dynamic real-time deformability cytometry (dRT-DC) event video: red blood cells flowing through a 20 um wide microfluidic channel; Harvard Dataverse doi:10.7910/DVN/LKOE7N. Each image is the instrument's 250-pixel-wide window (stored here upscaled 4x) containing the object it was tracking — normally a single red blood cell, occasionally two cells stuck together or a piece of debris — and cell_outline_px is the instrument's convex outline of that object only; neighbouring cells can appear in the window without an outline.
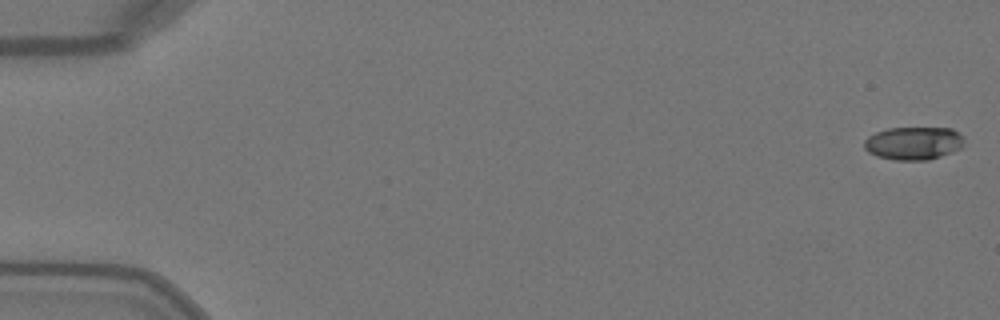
{"species": "Egyptian fruit bat (a non-hibernating species)", "species_latin": "Rousettus aegyptiacus", "temperature_condition": "warm", "stored_images_in_passage": 8, "camera_frame_rate_fps": 3000, "um_per_image_px": 0.085, "animal": {"sex": "female"}, "frame": {"image": 1, "passage_image": 1, "time_ms": 0.0, "image_size_px": [1000, 320], "cell_outline_px": [[964, 144], [960, 148], [952, 152], [928, 160], [896, 160], [876, 156], [868, 152], [864, 148], [864, 140], [868, 136], [876, 132], [888, 128], [952, 128], [964, 136]], "centroid_in_image_um": [77.65, 12.17], "position_along_channel_um": 7.3, "area_um2": 19.36}}